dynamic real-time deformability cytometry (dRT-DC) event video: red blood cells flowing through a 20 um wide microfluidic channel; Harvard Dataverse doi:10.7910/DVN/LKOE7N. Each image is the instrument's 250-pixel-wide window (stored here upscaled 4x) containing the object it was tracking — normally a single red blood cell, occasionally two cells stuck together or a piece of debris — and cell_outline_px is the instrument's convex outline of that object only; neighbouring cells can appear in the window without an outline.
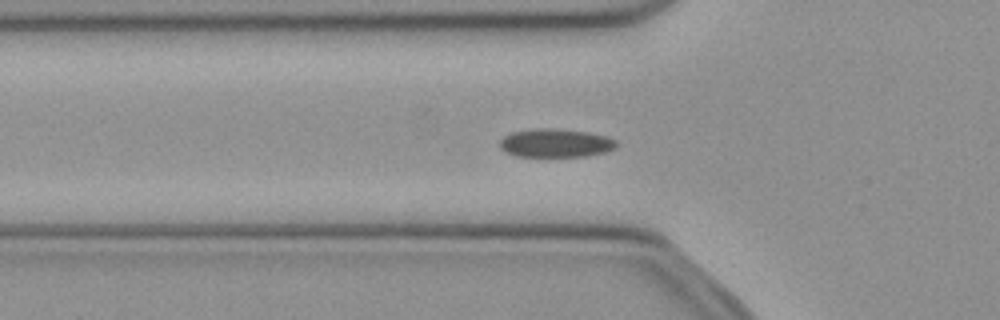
{"species": "common noctule bat (a hibernating species)", "species_latin": "Nyctalus noctula", "temperature_condition": "cold", "stored_images_in_passage": 51, "camera_frame_rate_fps": 3000, "um_per_image_px": 0.085, "animal": {"sex": "female", "body_mass_g": 21.9}, "frame": {"image": 1, "passage_image": 17, "time_ms": 5.333, "image_size_px": [1000, 320], "cell_outline_px": [[616, 148], [604, 152], [584, 156], [516, 156], [504, 152], [500, 148], [500, 140], [504, 136], [512, 132], [540, 128], [544, 128], [588, 132], [604, 136], [616, 140]], "centroid_in_image_um": [47.19, 12.17], "position_along_channel_um": 78.6, "area_um2": 19.07}}
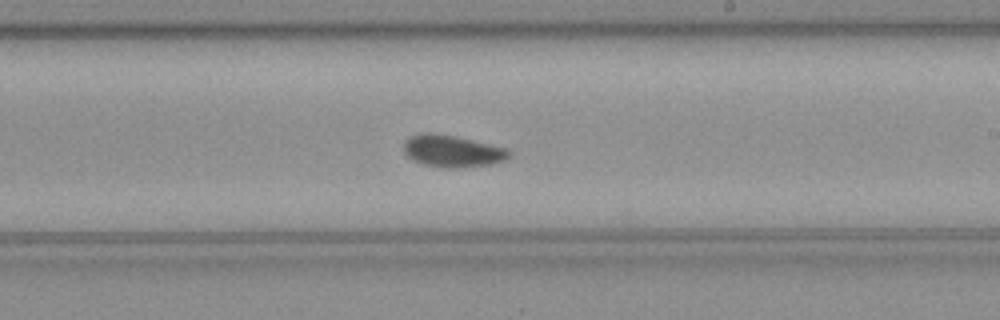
{"frame": {"image": 2, "passage_image": 30, "time_ms": 9.667, "image_size_px": [1000, 320], "cell_outline_px": [[512, 156], [504, 160], [492, 164], [456, 168], [444, 168], [424, 164], [412, 160], [404, 152], [404, 140], [420, 132], [428, 132], [456, 136], [508, 148], [512, 152]], "centroid_in_image_um": [38.47, 12.84], "position_along_channel_um": 250.5, "area_um2": 19.83}}
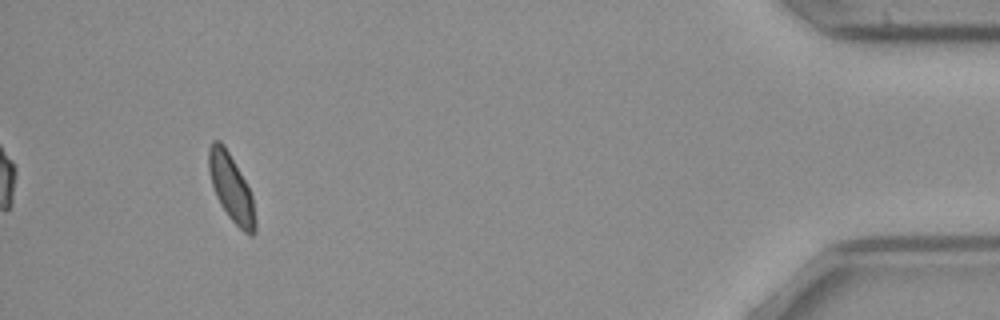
{"frame": {"image": 3, "passage_image": 48, "time_ms": 15.667, "image_size_px": [1000, 320], "cell_outline_px": [[256, 232], [252, 236], [244, 232], [228, 216], [220, 204], [216, 196], [212, 184], [208, 168], [208, 148], [212, 140], [220, 140], [224, 144], [244, 180], [252, 196], [256, 220]], "centroid_in_image_um": [19.64, 15.97], "position_along_channel_um": 415.6, "area_um2": 18.03}, "authors_computed_cell_mechanics": {"area_um2": 19.0162, "velocity_mm_per_s": 3.9449, "shape_relaxation_time_tau1_ms": 10.6924, "shape_relaxation_time_tau2_ms": 3.849, "deformation_change_tau1": 0.1347, "deformation_change_tau2": 0.0551}}